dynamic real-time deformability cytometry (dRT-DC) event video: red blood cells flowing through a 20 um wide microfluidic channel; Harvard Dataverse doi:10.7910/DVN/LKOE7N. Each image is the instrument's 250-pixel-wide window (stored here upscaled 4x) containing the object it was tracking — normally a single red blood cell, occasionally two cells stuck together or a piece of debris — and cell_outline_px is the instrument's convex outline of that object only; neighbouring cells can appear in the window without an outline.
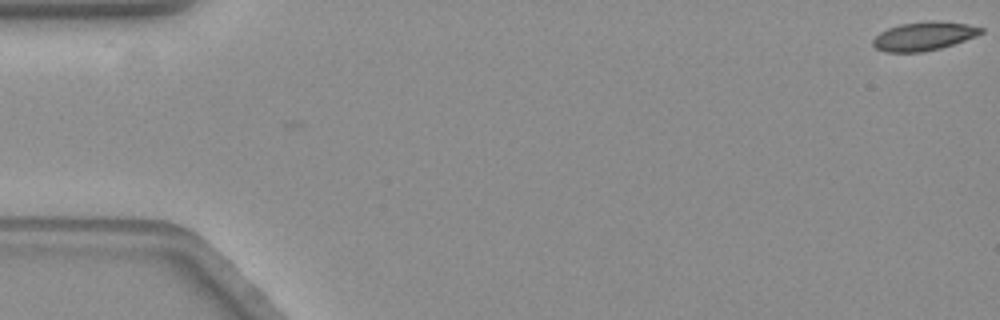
{"species": "common noctule bat (a hibernating species)", "species_latin": "Nyctalus noctula", "temperature_condition": "warm", "stored_images_in_passage": 25, "camera_frame_rate_fps": 3000, "um_per_image_px": 0.085, "animal": {"sex": "female", "body_mass_g": 19.3, "forearm_length_mm": 54.1}, "frame": {"image": 1, "passage_image": 1, "time_ms": 0.0, "image_size_px": [1000, 320], "cell_outline_px": [[984, 32], [976, 36], [940, 48], [920, 52], [884, 52], [876, 48], [872, 44], [872, 40], [880, 32], [888, 28], [900, 24], [932, 20], [968, 24], [984, 28]], "centroid_in_image_um": [78.52, 3.07], "position_along_channel_um": 6.5, "area_um2": 17.98}}
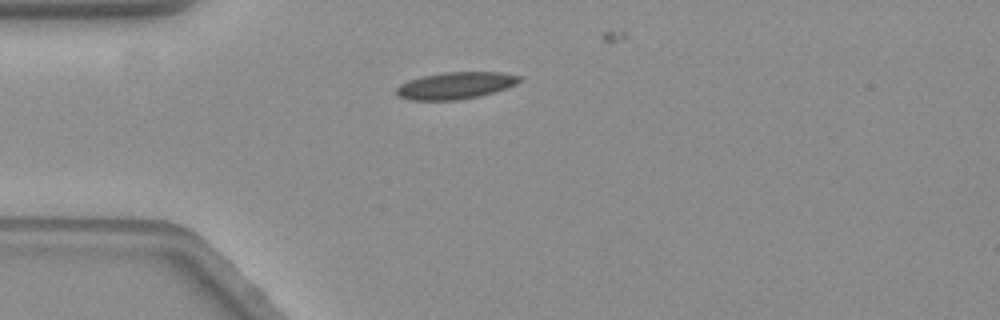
{"frame": {"image": 2, "passage_image": 16, "time_ms": 5.0, "image_size_px": [1000, 320], "cell_outline_px": [[520, 80], [516, 84], [480, 96], [460, 100], [408, 100], [396, 96], [396, 88], [400, 84], [408, 80], [424, 76], [444, 72], [500, 72], [520, 76]], "centroid_in_image_um": [38.66, 7.28], "position_along_channel_um": 46.3, "area_um2": 19.25}}
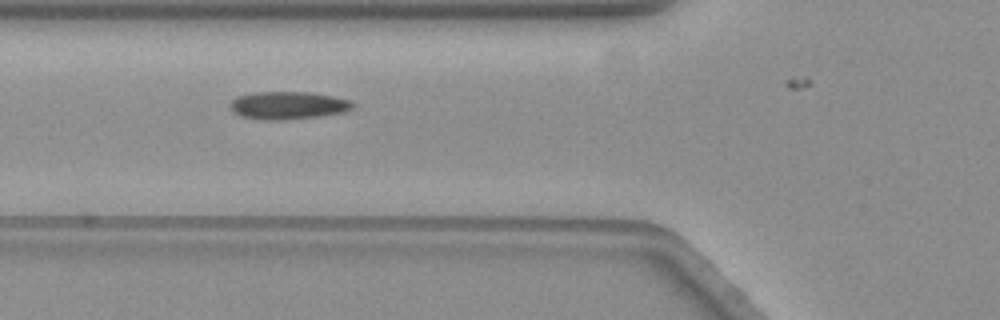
{"frame": {"image": 3, "passage_image": 22, "time_ms": 7.0, "image_size_px": [1000, 320], "cell_outline_px": [[356, 104], [352, 108], [344, 112], [320, 116], [284, 120], [264, 120], [240, 116], [232, 112], [232, 100], [236, 96], [252, 92], [312, 92], [332, 96], [348, 100]], "centroid_in_image_um": [24.48, 8.95], "position_along_channel_um": 101.3, "area_um2": 19.88}}